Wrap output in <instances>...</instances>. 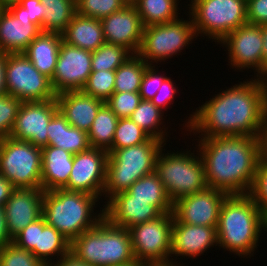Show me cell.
<instances>
[{
    "label": "cell",
    "mask_w": 267,
    "mask_h": 266,
    "mask_svg": "<svg viewBox=\"0 0 267 266\" xmlns=\"http://www.w3.org/2000/svg\"><path fill=\"white\" fill-rule=\"evenodd\" d=\"M198 108L185 127L195 135L201 133L199 138H260L265 123V91L258 78H251L214 95Z\"/></svg>",
    "instance_id": "cell-1"
},
{
    "label": "cell",
    "mask_w": 267,
    "mask_h": 266,
    "mask_svg": "<svg viewBox=\"0 0 267 266\" xmlns=\"http://www.w3.org/2000/svg\"><path fill=\"white\" fill-rule=\"evenodd\" d=\"M198 140L208 187L227 195L249 194L261 158L260 138L226 136Z\"/></svg>",
    "instance_id": "cell-2"
},
{
    "label": "cell",
    "mask_w": 267,
    "mask_h": 266,
    "mask_svg": "<svg viewBox=\"0 0 267 266\" xmlns=\"http://www.w3.org/2000/svg\"><path fill=\"white\" fill-rule=\"evenodd\" d=\"M262 229L267 232V215L250 194L227 195L216 227L219 247L239 257H251Z\"/></svg>",
    "instance_id": "cell-3"
},
{
    "label": "cell",
    "mask_w": 267,
    "mask_h": 266,
    "mask_svg": "<svg viewBox=\"0 0 267 266\" xmlns=\"http://www.w3.org/2000/svg\"><path fill=\"white\" fill-rule=\"evenodd\" d=\"M98 200L94 195L65 189L44 191L42 216L47 224L72 242L104 218V208L94 214Z\"/></svg>",
    "instance_id": "cell-4"
},
{
    "label": "cell",
    "mask_w": 267,
    "mask_h": 266,
    "mask_svg": "<svg viewBox=\"0 0 267 266\" xmlns=\"http://www.w3.org/2000/svg\"><path fill=\"white\" fill-rule=\"evenodd\" d=\"M70 252L92 266H117L136 261L129 230L103 218L70 244Z\"/></svg>",
    "instance_id": "cell-5"
},
{
    "label": "cell",
    "mask_w": 267,
    "mask_h": 266,
    "mask_svg": "<svg viewBox=\"0 0 267 266\" xmlns=\"http://www.w3.org/2000/svg\"><path fill=\"white\" fill-rule=\"evenodd\" d=\"M164 145L150 137L139 145L112 149L106 163L105 198L127 191L137 180L155 172L156 159Z\"/></svg>",
    "instance_id": "cell-6"
},
{
    "label": "cell",
    "mask_w": 267,
    "mask_h": 266,
    "mask_svg": "<svg viewBox=\"0 0 267 266\" xmlns=\"http://www.w3.org/2000/svg\"><path fill=\"white\" fill-rule=\"evenodd\" d=\"M163 150L157 156L155 172L172 203L208 187L204 164L198 151L197 156L190 150L186 153L177 151L166 154Z\"/></svg>",
    "instance_id": "cell-7"
},
{
    "label": "cell",
    "mask_w": 267,
    "mask_h": 266,
    "mask_svg": "<svg viewBox=\"0 0 267 266\" xmlns=\"http://www.w3.org/2000/svg\"><path fill=\"white\" fill-rule=\"evenodd\" d=\"M188 6L196 35L218 43L247 23L246 0H191Z\"/></svg>",
    "instance_id": "cell-8"
},
{
    "label": "cell",
    "mask_w": 267,
    "mask_h": 266,
    "mask_svg": "<svg viewBox=\"0 0 267 266\" xmlns=\"http://www.w3.org/2000/svg\"><path fill=\"white\" fill-rule=\"evenodd\" d=\"M42 149L8 136L0 140V174L15 188H41Z\"/></svg>",
    "instance_id": "cell-9"
},
{
    "label": "cell",
    "mask_w": 267,
    "mask_h": 266,
    "mask_svg": "<svg viewBox=\"0 0 267 266\" xmlns=\"http://www.w3.org/2000/svg\"><path fill=\"white\" fill-rule=\"evenodd\" d=\"M189 17V21L178 18L171 22L144 27L137 54L148 65H153L154 62L158 64L159 61L180 53L197 37L191 15Z\"/></svg>",
    "instance_id": "cell-10"
},
{
    "label": "cell",
    "mask_w": 267,
    "mask_h": 266,
    "mask_svg": "<svg viewBox=\"0 0 267 266\" xmlns=\"http://www.w3.org/2000/svg\"><path fill=\"white\" fill-rule=\"evenodd\" d=\"M173 221V213H162L155 219L128 229L136 261L143 264L171 261Z\"/></svg>",
    "instance_id": "cell-11"
},
{
    "label": "cell",
    "mask_w": 267,
    "mask_h": 266,
    "mask_svg": "<svg viewBox=\"0 0 267 266\" xmlns=\"http://www.w3.org/2000/svg\"><path fill=\"white\" fill-rule=\"evenodd\" d=\"M7 94L21 102L56 99L51 79L41 74L23 53H7Z\"/></svg>",
    "instance_id": "cell-12"
},
{
    "label": "cell",
    "mask_w": 267,
    "mask_h": 266,
    "mask_svg": "<svg viewBox=\"0 0 267 266\" xmlns=\"http://www.w3.org/2000/svg\"><path fill=\"white\" fill-rule=\"evenodd\" d=\"M13 243L21 249L31 251L45 266L52 265L53 256L56 255V260H59L68 254L71 244L58 230L47 224L43 216L19 232L13 238Z\"/></svg>",
    "instance_id": "cell-13"
},
{
    "label": "cell",
    "mask_w": 267,
    "mask_h": 266,
    "mask_svg": "<svg viewBox=\"0 0 267 266\" xmlns=\"http://www.w3.org/2000/svg\"><path fill=\"white\" fill-rule=\"evenodd\" d=\"M107 158V151L91 147L74 154L68 183L63 189L94 195L100 199L106 182Z\"/></svg>",
    "instance_id": "cell-14"
},
{
    "label": "cell",
    "mask_w": 267,
    "mask_h": 266,
    "mask_svg": "<svg viewBox=\"0 0 267 266\" xmlns=\"http://www.w3.org/2000/svg\"><path fill=\"white\" fill-rule=\"evenodd\" d=\"M91 61L92 52L62 40L54 75L51 79L54 92L59 94L82 90L92 72Z\"/></svg>",
    "instance_id": "cell-15"
},
{
    "label": "cell",
    "mask_w": 267,
    "mask_h": 266,
    "mask_svg": "<svg viewBox=\"0 0 267 266\" xmlns=\"http://www.w3.org/2000/svg\"><path fill=\"white\" fill-rule=\"evenodd\" d=\"M220 44L228 50L232 69L251 68L257 72V78L263 73V38L261 25L246 23L230 32Z\"/></svg>",
    "instance_id": "cell-16"
},
{
    "label": "cell",
    "mask_w": 267,
    "mask_h": 266,
    "mask_svg": "<svg viewBox=\"0 0 267 266\" xmlns=\"http://www.w3.org/2000/svg\"><path fill=\"white\" fill-rule=\"evenodd\" d=\"M57 111L56 99L22 102L10 136L40 148L47 146V126Z\"/></svg>",
    "instance_id": "cell-17"
},
{
    "label": "cell",
    "mask_w": 267,
    "mask_h": 266,
    "mask_svg": "<svg viewBox=\"0 0 267 266\" xmlns=\"http://www.w3.org/2000/svg\"><path fill=\"white\" fill-rule=\"evenodd\" d=\"M226 197L225 192L211 187L182 197L173 203L174 221L192 225L217 226L220 208Z\"/></svg>",
    "instance_id": "cell-18"
},
{
    "label": "cell",
    "mask_w": 267,
    "mask_h": 266,
    "mask_svg": "<svg viewBox=\"0 0 267 266\" xmlns=\"http://www.w3.org/2000/svg\"><path fill=\"white\" fill-rule=\"evenodd\" d=\"M101 23L105 43L121 45L137 54L144 26L135 6L126 5L122 10L102 18Z\"/></svg>",
    "instance_id": "cell-19"
},
{
    "label": "cell",
    "mask_w": 267,
    "mask_h": 266,
    "mask_svg": "<svg viewBox=\"0 0 267 266\" xmlns=\"http://www.w3.org/2000/svg\"><path fill=\"white\" fill-rule=\"evenodd\" d=\"M44 191L41 188H14L4 204L7 227L13 239L26 226L42 217Z\"/></svg>",
    "instance_id": "cell-20"
},
{
    "label": "cell",
    "mask_w": 267,
    "mask_h": 266,
    "mask_svg": "<svg viewBox=\"0 0 267 266\" xmlns=\"http://www.w3.org/2000/svg\"><path fill=\"white\" fill-rule=\"evenodd\" d=\"M104 205V218L113 226L129 229L159 217L162 213L148 201L132 200L128 192L112 196Z\"/></svg>",
    "instance_id": "cell-21"
},
{
    "label": "cell",
    "mask_w": 267,
    "mask_h": 266,
    "mask_svg": "<svg viewBox=\"0 0 267 266\" xmlns=\"http://www.w3.org/2000/svg\"><path fill=\"white\" fill-rule=\"evenodd\" d=\"M217 226H201L173 221L171 257L200 256L212 246L218 245ZM215 244V245H214ZM172 254H175L172 256Z\"/></svg>",
    "instance_id": "cell-22"
},
{
    "label": "cell",
    "mask_w": 267,
    "mask_h": 266,
    "mask_svg": "<svg viewBox=\"0 0 267 266\" xmlns=\"http://www.w3.org/2000/svg\"><path fill=\"white\" fill-rule=\"evenodd\" d=\"M58 110L68 123L88 133L100 107L105 103L82 90L57 94Z\"/></svg>",
    "instance_id": "cell-23"
},
{
    "label": "cell",
    "mask_w": 267,
    "mask_h": 266,
    "mask_svg": "<svg viewBox=\"0 0 267 266\" xmlns=\"http://www.w3.org/2000/svg\"><path fill=\"white\" fill-rule=\"evenodd\" d=\"M41 32L27 16H14L4 9L0 15V51L22 53Z\"/></svg>",
    "instance_id": "cell-24"
},
{
    "label": "cell",
    "mask_w": 267,
    "mask_h": 266,
    "mask_svg": "<svg viewBox=\"0 0 267 266\" xmlns=\"http://www.w3.org/2000/svg\"><path fill=\"white\" fill-rule=\"evenodd\" d=\"M41 159V189H63L73 166V154L54 146H44Z\"/></svg>",
    "instance_id": "cell-25"
},
{
    "label": "cell",
    "mask_w": 267,
    "mask_h": 266,
    "mask_svg": "<svg viewBox=\"0 0 267 266\" xmlns=\"http://www.w3.org/2000/svg\"><path fill=\"white\" fill-rule=\"evenodd\" d=\"M62 40V34L41 32L22 53L41 74L52 79Z\"/></svg>",
    "instance_id": "cell-26"
},
{
    "label": "cell",
    "mask_w": 267,
    "mask_h": 266,
    "mask_svg": "<svg viewBox=\"0 0 267 266\" xmlns=\"http://www.w3.org/2000/svg\"><path fill=\"white\" fill-rule=\"evenodd\" d=\"M62 38L64 42L90 52L105 43L101 20L77 13L62 33Z\"/></svg>",
    "instance_id": "cell-27"
},
{
    "label": "cell",
    "mask_w": 267,
    "mask_h": 266,
    "mask_svg": "<svg viewBox=\"0 0 267 266\" xmlns=\"http://www.w3.org/2000/svg\"><path fill=\"white\" fill-rule=\"evenodd\" d=\"M48 145L77 154L90 148L88 133L71 126L58 110L48 124Z\"/></svg>",
    "instance_id": "cell-28"
},
{
    "label": "cell",
    "mask_w": 267,
    "mask_h": 266,
    "mask_svg": "<svg viewBox=\"0 0 267 266\" xmlns=\"http://www.w3.org/2000/svg\"><path fill=\"white\" fill-rule=\"evenodd\" d=\"M132 200L148 201L161 213H172L173 203L170 201L162 182L156 172L143 176L127 190Z\"/></svg>",
    "instance_id": "cell-29"
},
{
    "label": "cell",
    "mask_w": 267,
    "mask_h": 266,
    "mask_svg": "<svg viewBox=\"0 0 267 266\" xmlns=\"http://www.w3.org/2000/svg\"><path fill=\"white\" fill-rule=\"evenodd\" d=\"M118 120L117 115L104 103L88 131L90 147L109 153L112 150V141Z\"/></svg>",
    "instance_id": "cell-30"
},
{
    "label": "cell",
    "mask_w": 267,
    "mask_h": 266,
    "mask_svg": "<svg viewBox=\"0 0 267 266\" xmlns=\"http://www.w3.org/2000/svg\"><path fill=\"white\" fill-rule=\"evenodd\" d=\"M45 7L42 32L62 34L76 14V0H40Z\"/></svg>",
    "instance_id": "cell-31"
},
{
    "label": "cell",
    "mask_w": 267,
    "mask_h": 266,
    "mask_svg": "<svg viewBox=\"0 0 267 266\" xmlns=\"http://www.w3.org/2000/svg\"><path fill=\"white\" fill-rule=\"evenodd\" d=\"M149 65L132 54L115 70L114 92H140L142 77Z\"/></svg>",
    "instance_id": "cell-32"
},
{
    "label": "cell",
    "mask_w": 267,
    "mask_h": 266,
    "mask_svg": "<svg viewBox=\"0 0 267 266\" xmlns=\"http://www.w3.org/2000/svg\"><path fill=\"white\" fill-rule=\"evenodd\" d=\"M179 0H140L136 5L143 26L163 24L178 19Z\"/></svg>",
    "instance_id": "cell-33"
},
{
    "label": "cell",
    "mask_w": 267,
    "mask_h": 266,
    "mask_svg": "<svg viewBox=\"0 0 267 266\" xmlns=\"http://www.w3.org/2000/svg\"><path fill=\"white\" fill-rule=\"evenodd\" d=\"M164 111L152 103L151 100H141L138 107L129 117L140 128H142L151 138H155L165 143L167 138L166 130L161 129Z\"/></svg>",
    "instance_id": "cell-34"
},
{
    "label": "cell",
    "mask_w": 267,
    "mask_h": 266,
    "mask_svg": "<svg viewBox=\"0 0 267 266\" xmlns=\"http://www.w3.org/2000/svg\"><path fill=\"white\" fill-rule=\"evenodd\" d=\"M132 53L121 45L102 44L92 52V71H115Z\"/></svg>",
    "instance_id": "cell-35"
},
{
    "label": "cell",
    "mask_w": 267,
    "mask_h": 266,
    "mask_svg": "<svg viewBox=\"0 0 267 266\" xmlns=\"http://www.w3.org/2000/svg\"><path fill=\"white\" fill-rule=\"evenodd\" d=\"M150 136L129 117L119 118L112 141V149H122L146 142Z\"/></svg>",
    "instance_id": "cell-36"
},
{
    "label": "cell",
    "mask_w": 267,
    "mask_h": 266,
    "mask_svg": "<svg viewBox=\"0 0 267 266\" xmlns=\"http://www.w3.org/2000/svg\"><path fill=\"white\" fill-rule=\"evenodd\" d=\"M115 71H92L82 91L106 102L114 93Z\"/></svg>",
    "instance_id": "cell-37"
},
{
    "label": "cell",
    "mask_w": 267,
    "mask_h": 266,
    "mask_svg": "<svg viewBox=\"0 0 267 266\" xmlns=\"http://www.w3.org/2000/svg\"><path fill=\"white\" fill-rule=\"evenodd\" d=\"M125 6L123 0H76V13L101 20Z\"/></svg>",
    "instance_id": "cell-38"
},
{
    "label": "cell",
    "mask_w": 267,
    "mask_h": 266,
    "mask_svg": "<svg viewBox=\"0 0 267 266\" xmlns=\"http://www.w3.org/2000/svg\"><path fill=\"white\" fill-rule=\"evenodd\" d=\"M0 266H45L31 251L17 247L13 242L0 247Z\"/></svg>",
    "instance_id": "cell-39"
},
{
    "label": "cell",
    "mask_w": 267,
    "mask_h": 266,
    "mask_svg": "<svg viewBox=\"0 0 267 266\" xmlns=\"http://www.w3.org/2000/svg\"><path fill=\"white\" fill-rule=\"evenodd\" d=\"M21 104L16 97L0 95V140L10 136Z\"/></svg>",
    "instance_id": "cell-40"
},
{
    "label": "cell",
    "mask_w": 267,
    "mask_h": 266,
    "mask_svg": "<svg viewBox=\"0 0 267 266\" xmlns=\"http://www.w3.org/2000/svg\"><path fill=\"white\" fill-rule=\"evenodd\" d=\"M142 100L139 92H114L105 104L118 118L130 117Z\"/></svg>",
    "instance_id": "cell-41"
},
{
    "label": "cell",
    "mask_w": 267,
    "mask_h": 266,
    "mask_svg": "<svg viewBox=\"0 0 267 266\" xmlns=\"http://www.w3.org/2000/svg\"><path fill=\"white\" fill-rule=\"evenodd\" d=\"M249 194L267 215V161L262 158L259 160L254 184Z\"/></svg>",
    "instance_id": "cell-42"
},
{
    "label": "cell",
    "mask_w": 267,
    "mask_h": 266,
    "mask_svg": "<svg viewBox=\"0 0 267 266\" xmlns=\"http://www.w3.org/2000/svg\"><path fill=\"white\" fill-rule=\"evenodd\" d=\"M14 16H27L33 24L42 30L45 7L40 0H21L20 4L8 9Z\"/></svg>",
    "instance_id": "cell-43"
},
{
    "label": "cell",
    "mask_w": 267,
    "mask_h": 266,
    "mask_svg": "<svg viewBox=\"0 0 267 266\" xmlns=\"http://www.w3.org/2000/svg\"><path fill=\"white\" fill-rule=\"evenodd\" d=\"M155 65H149L142 77L140 96L143 100H151L159 90L163 80L167 77L164 74L157 73ZM159 74V75H158Z\"/></svg>",
    "instance_id": "cell-44"
},
{
    "label": "cell",
    "mask_w": 267,
    "mask_h": 266,
    "mask_svg": "<svg viewBox=\"0 0 267 266\" xmlns=\"http://www.w3.org/2000/svg\"><path fill=\"white\" fill-rule=\"evenodd\" d=\"M175 88V85L170 77H166L157 93L154 95V97L151 99L152 103L155 104L157 107H159L161 110L166 111L169 109V105L173 104L172 100H174V97H176L175 93L178 92Z\"/></svg>",
    "instance_id": "cell-45"
},
{
    "label": "cell",
    "mask_w": 267,
    "mask_h": 266,
    "mask_svg": "<svg viewBox=\"0 0 267 266\" xmlns=\"http://www.w3.org/2000/svg\"><path fill=\"white\" fill-rule=\"evenodd\" d=\"M247 23L267 24V0H246Z\"/></svg>",
    "instance_id": "cell-46"
},
{
    "label": "cell",
    "mask_w": 267,
    "mask_h": 266,
    "mask_svg": "<svg viewBox=\"0 0 267 266\" xmlns=\"http://www.w3.org/2000/svg\"><path fill=\"white\" fill-rule=\"evenodd\" d=\"M12 242L13 239L11 238L8 231L4 206H0V247H3Z\"/></svg>",
    "instance_id": "cell-47"
},
{
    "label": "cell",
    "mask_w": 267,
    "mask_h": 266,
    "mask_svg": "<svg viewBox=\"0 0 267 266\" xmlns=\"http://www.w3.org/2000/svg\"><path fill=\"white\" fill-rule=\"evenodd\" d=\"M51 266H92L78 259L73 253L69 252L68 254L61 257L59 260H55Z\"/></svg>",
    "instance_id": "cell-48"
},
{
    "label": "cell",
    "mask_w": 267,
    "mask_h": 266,
    "mask_svg": "<svg viewBox=\"0 0 267 266\" xmlns=\"http://www.w3.org/2000/svg\"><path fill=\"white\" fill-rule=\"evenodd\" d=\"M14 188L12 183L0 174V206H4Z\"/></svg>",
    "instance_id": "cell-49"
},
{
    "label": "cell",
    "mask_w": 267,
    "mask_h": 266,
    "mask_svg": "<svg viewBox=\"0 0 267 266\" xmlns=\"http://www.w3.org/2000/svg\"><path fill=\"white\" fill-rule=\"evenodd\" d=\"M7 64V53L0 51V95L7 94L5 70Z\"/></svg>",
    "instance_id": "cell-50"
},
{
    "label": "cell",
    "mask_w": 267,
    "mask_h": 266,
    "mask_svg": "<svg viewBox=\"0 0 267 266\" xmlns=\"http://www.w3.org/2000/svg\"><path fill=\"white\" fill-rule=\"evenodd\" d=\"M260 140H261V158L267 161V120H265Z\"/></svg>",
    "instance_id": "cell-51"
},
{
    "label": "cell",
    "mask_w": 267,
    "mask_h": 266,
    "mask_svg": "<svg viewBox=\"0 0 267 266\" xmlns=\"http://www.w3.org/2000/svg\"><path fill=\"white\" fill-rule=\"evenodd\" d=\"M261 33L263 38V52H262V61H263V72L267 67V24L261 25Z\"/></svg>",
    "instance_id": "cell-52"
},
{
    "label": "cell",
    "mask_w": 267,
    "mask_h": 266,
    "mask_svg": "<svg viewBox=\"0 0 267 266\" xmlns=\"http://www.w3.org/2000/svg\"><path fill=\"white\" fill-rule=\"evenodd\" d=\"M21 0H0V6L3 9H9L11 6L20 4Z\"/></svg>",
    "instance_id": "cell-53"
},
{
    "label": "cell",
    "mask_w": 267,
    "mask_h": 266,
    "mask_svg": "<svg viewBox=\"0 0 267 266\" xmlns=\"http://www.w3.org/2000/svg\"><path fill=\"white\" fill-rule=\"evenodd\" d=\"M184 264H179L177 262L173 261V258L171 259V261L166 262V263H146L143 264L142 266H182Z\"/></svg>",
    "instance_id": "cell-54"
},
{
    "label": "cell",
    "mask_w": 267,
    "mask_h": 266,
    "mask_svg": "<svg viewBox=\"0 0 267 266\" xmlns=\"http://www.w3.org/2000/svg\"><path fill=\"white\" fill-rule=\"evenodd\" d=\"M258 79L260 80L261 85H267V67Z\"/></svg>",
    "instance_id": "cell-55"
},
{
    "label": "cell",
    "mask_w": 267,
    "mask_h": 266,
    "mask_svg": "<svg viewBox=\"0 0 267 266\" xmlns=\"http://www.w3.org/2000/svg\"><path fill=\"white\" fill-rule=\"evenodd\" d=\"M265 91V120H267V85H262Z\"/></svg>",
    "instance_id": "cell-56"
},
{
    "label": "cell",
    "mask_w": 267,
    "mask_h": 266,
    "mask_svg": "<svg viewBox=\"0 0 267 266\" xmlns=\"http://www.w3.org/2000/svg\"><path fill=\"white\" fill-rule=\"evenodd\" d=\"M128 6H135L140 0H123Z\"/></svg>",
    "instance_id": "cell-57"
},
{
    "label": "cell",
    "mask_w": 267,
    "mask_h": 266,
    "mask_svg": "<svg viewBox=\"0 0 267 266\" xmlns=\"http://www.w3.org/2000/svg\"><path fill=\"white\" fill-rule=\"evenodd\" d=\"M143 263H140L138 261H134V262H130L128 264H124V265H117V266H142Z\"/></svg>",
    "instance_id": "cell-58"
},
{
    "label": "cell",
    "mask_w": 267,
    "mask_h": 266,
    "mask_svg": "<svg viewBox=\"0 0 267 266\" xmlns=\"http://www.w3.org/2000/svg\"><path fill=\"white\" fill-rule=\"evenodd\" d=\"M4 11V9L0 6V15Z\"/></svg>",
    "instance_id": "cell-59"
}]
</instances>
